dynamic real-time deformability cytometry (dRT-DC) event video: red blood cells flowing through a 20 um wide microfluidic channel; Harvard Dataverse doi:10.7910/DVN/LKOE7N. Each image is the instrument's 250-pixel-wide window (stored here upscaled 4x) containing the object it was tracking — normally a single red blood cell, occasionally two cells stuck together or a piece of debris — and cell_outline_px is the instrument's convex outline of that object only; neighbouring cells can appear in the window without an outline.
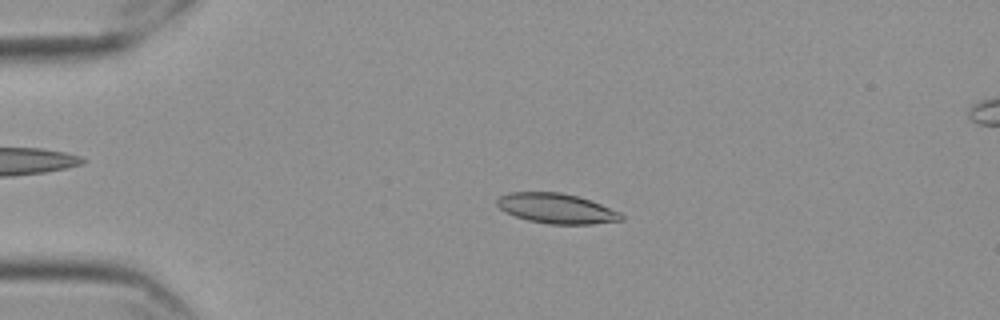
{"species": "Egyptian fruit bat (a non-hibernating species)", "species_latin": "Rousettus aegyptiacus", "temperature_condition": "cold", "stored_images_in_passage": 56, "camera_frame_rate_fps": 3000, "um_per_image_px": 0.085, "frame": {"image": 1, "passage_image": 12, "time_ms": 3.667, "image_size_px": [1000, 320], "cell_outline_px": [[624, 220], [592, 224], [548, 224], [528, 220], [504, 212], [496, 204], [496, 200], [500, 196], [508, 192], [560, 192], [580, 196], [620, 212], [624, 216]], "centroid_in_image_um": [47.3, 17.71], "position_along_channel_um": 37.7, "area_um2": 21.85}}
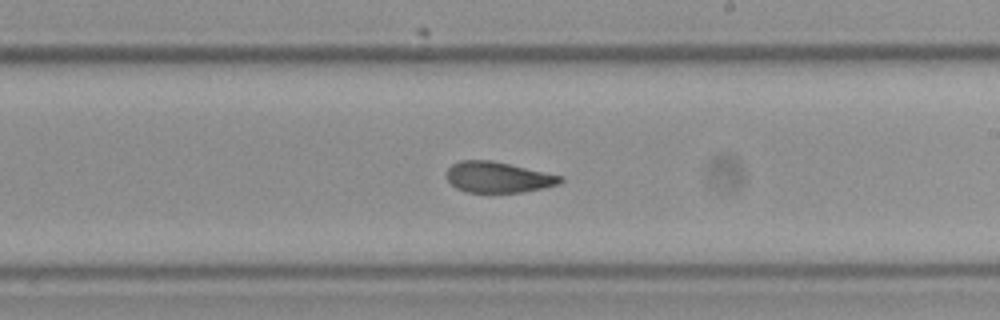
{"frame": {"image": 2, "passage_image": 33, "time_ms": 10.667, "image_size_px": [1000, 320], "cell_outline_px": [[564, 180], [560, 184], [544, 188], [520, 192], [464, 192], [456, 188], [444, 176], [448, 168], [452, 164], [460, 160], [492, 160], [564, 176]], "centroid_in_image_um": [42.33, 15.06], "position_along_channel_um": 246.7, "area_um2": 20.63}}
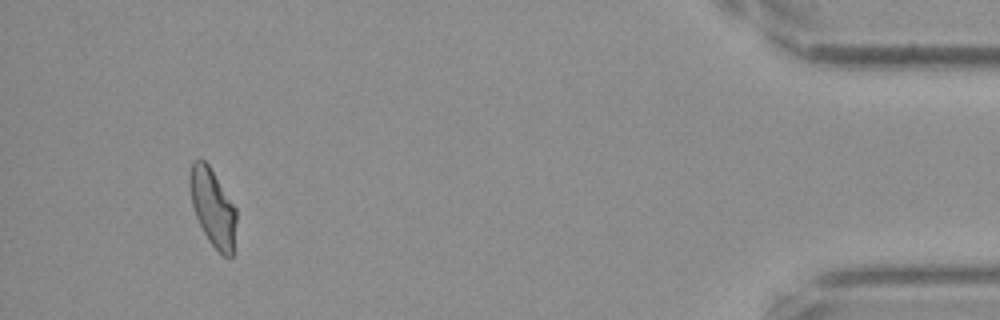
{"frame": {"image": 3, "passage_image": 53, "time_ms": 17.333, "image_size_px": [1000, 320], "cell_outline_px": [[236, 220], [232, 256], [224, 256], [208, 240], [196, 216], [192, 204], [188, 184], [188, 176], [192, 164], [196, 160], [204, 160], [208, 164], [236, 208]], "centroid_in_image_um": [18.07, 17.61], "position_along_channel_um": 417.1, "area_um2": 20.63}, "authors_computed_cell_mechanics": {"area_um2": 21.3282, "velocity_mm_per_s": 3.5362, "shape_relaxation_time_tau1_ms": 6.8754, "shape_relaxation_time_tau2_ms": 2.2391, "deformation_change_tau1": 0.1656, "deformation_change_tau2": 0.0753}}